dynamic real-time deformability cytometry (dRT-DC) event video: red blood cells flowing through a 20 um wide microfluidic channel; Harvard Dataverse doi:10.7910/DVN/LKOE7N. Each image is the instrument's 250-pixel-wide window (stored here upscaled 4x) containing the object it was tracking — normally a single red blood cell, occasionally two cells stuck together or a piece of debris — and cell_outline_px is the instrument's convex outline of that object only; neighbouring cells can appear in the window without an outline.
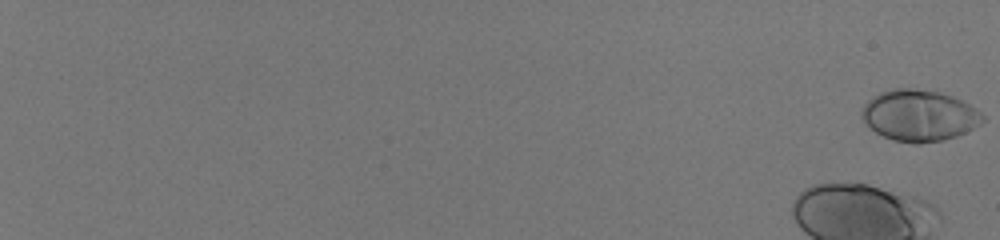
{"species": "human", "species_latin": "Homo sapiens", "temperature_condition": "room temperature", "stored_images_in_passage": 50, "camera_frame_rate_fps": 3000, "um_per_image_px": 0.085, "donor": {"sex": "male"}, "frame": {"image": 1, "passage_image": 1, "time_ms": 0.0, "image_size_px": [1000, 240], "cell_outline_px": [[984, 120], [980, 124], [956, 136], [944, 140], [920, 144], [916, 144], [892, 140], [876, 132], [860, 116], [860, 112], [864, 104], [872, 96], [880, 92], [892, 88], [912, 88], [940, 92], [952, 96], [976, 108], [984, 116]], "centroid_in_image_um": [78.11, 9.81], "position_along_channel_um": 6.9, "area_um2": 36.13}}